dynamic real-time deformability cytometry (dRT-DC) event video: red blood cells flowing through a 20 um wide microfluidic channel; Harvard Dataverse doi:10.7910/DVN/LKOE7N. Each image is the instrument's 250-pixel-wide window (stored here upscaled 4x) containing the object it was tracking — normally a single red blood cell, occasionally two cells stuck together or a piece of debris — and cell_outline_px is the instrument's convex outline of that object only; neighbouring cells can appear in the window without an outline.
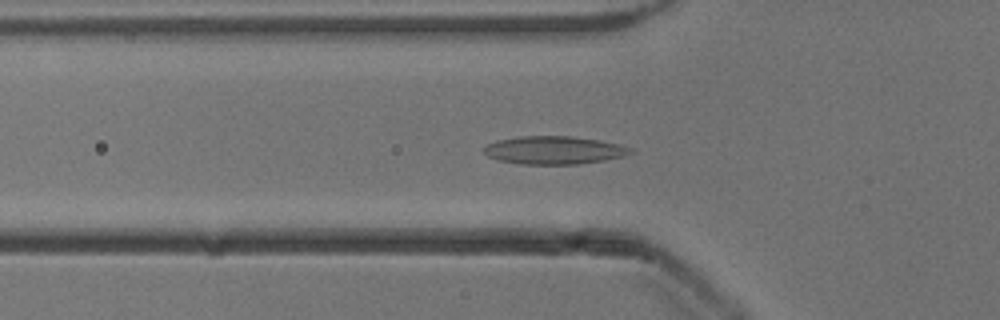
{"species": "common noctule bat (a hibernating species)", "species_latin": "Nyctalus noctula", "temperature_condition": "cold", "stored_images_in_passage": 52, "camera_frame_rate_fps": 3000, "um_per_image_px": 0.085, "animal": {"sex": "male", "body_mass_g": 13.3}, "frame": {"image": 1, "passage_image": 17, "time_ms": 5.333, "image_size_px": [1000, 320], "cell_outline_px": [[636, 152], [624, 156], [604, 160], [580, 164], [520, 164], [500, 160], [488, 156], [484, 152], [484, 148], [488, 144], [496, 140], [520, 136], [572, 136], [600, 140], [620, 144], [632, 148]], "centroid_in_image_um": [47.14, 12.76], "position_along_channel_um": 78.7, "area_um2": 24.04}}
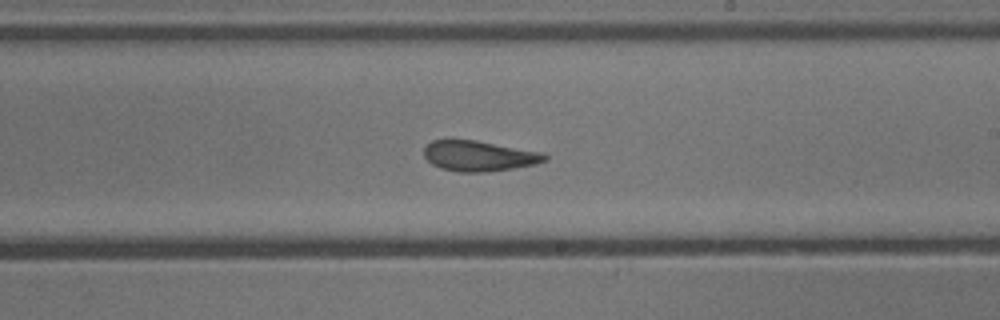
{"frame": {"image": 2, "passage_image": 30, "time_ms": 9.667, "image_size_px": [1000, 320], "cell_outline_px": [[548, 160], [536, 164], [488, 172], [456, 172], [440, 168], [432, 164], [424, 156], [424, 148], [432, 140], [476, 140], [544, 152], [548, 156]], "centroid_in_image_um": [40.74, 13.26], "position_along_channel_um": 248.3, "area_um2": 21.56}}
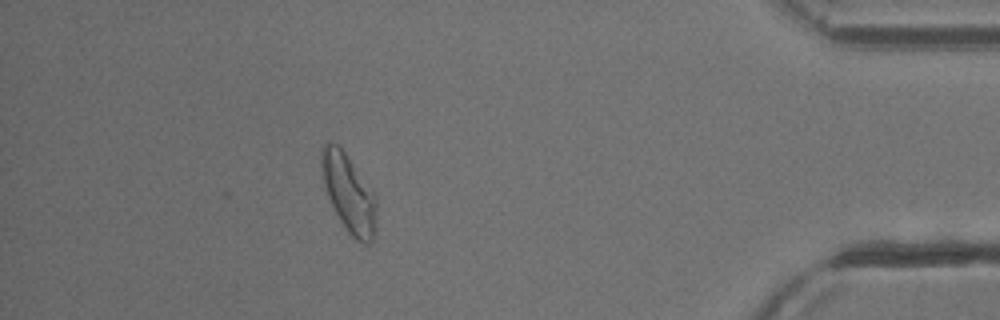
{"frame": {"image": 3, "passage_image": 46, "time_ms": 15.0, "image_size_px": [1000, 320], "cell_outline_px": [[376, 220], [372, 244], [364, 244], [356, 240], [348, 232], [340, 220], [328, 196], [320, 172], [320, 152], [324, 144], [328, 140], [336, 144], [344, 152], [376, 196]], "centroid_in_image_um": [29.63, 16.43], "position_along_channel_um": 405.6, "area_um2": 24.8}, "authors_computed_cell_mechanics": {"area_um2": 23.2934, "velocity_mm_per_s": 3.8942, "shape_relaxation_time_tau1_ms": null, "shape_relaxation_time_tau2_ms": 2.1105, "deformation_change_tau1": null, "deformation_change_tau2": 0.0963}}